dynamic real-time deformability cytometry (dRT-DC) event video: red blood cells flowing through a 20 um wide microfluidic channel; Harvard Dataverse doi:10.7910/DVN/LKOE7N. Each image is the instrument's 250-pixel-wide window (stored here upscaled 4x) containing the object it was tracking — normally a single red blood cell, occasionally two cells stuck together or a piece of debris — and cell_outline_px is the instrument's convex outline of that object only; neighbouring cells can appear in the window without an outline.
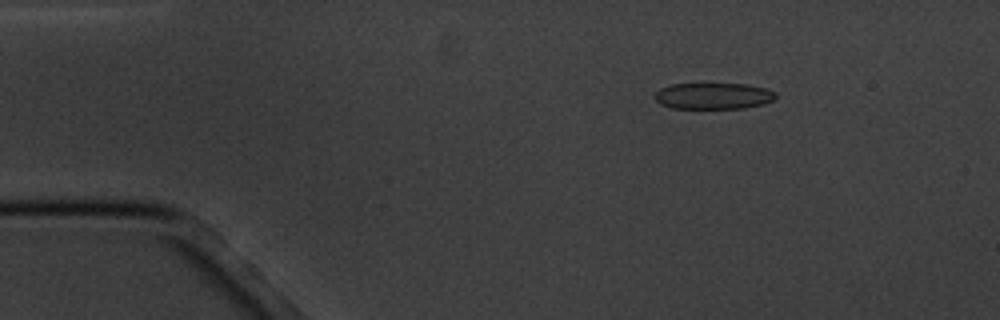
{"species": "common noctule bat (a hibernating species)", "species_latin": "Nyctalus noctula", "temperature_condition": "cold", "stored_images_in_passage": 4, "camera_frame_rate_fps": 3000, "um_per_image_px": 0.085, "animal": {"sex": "male", "body_mass_g": 20.1, "forearm_length_mm": 53.5}, "frame": {"image": 1, "passage_image": 2, "time_ms": 2.0, "image_size_px": [1000, 320], "cell_outline_px": [[776, 96], [772, 100], [764, 104], [744, 108], [672, 108], [660, 104], [652, 96], [660, 88], [672, 84], [704, 80], [748, 84], [764, 88], [776, 92]], "centroid_in_image_um": [60.59, 8.09], "position_along_channel_um": 24.4, "area_um2": 19.65}}